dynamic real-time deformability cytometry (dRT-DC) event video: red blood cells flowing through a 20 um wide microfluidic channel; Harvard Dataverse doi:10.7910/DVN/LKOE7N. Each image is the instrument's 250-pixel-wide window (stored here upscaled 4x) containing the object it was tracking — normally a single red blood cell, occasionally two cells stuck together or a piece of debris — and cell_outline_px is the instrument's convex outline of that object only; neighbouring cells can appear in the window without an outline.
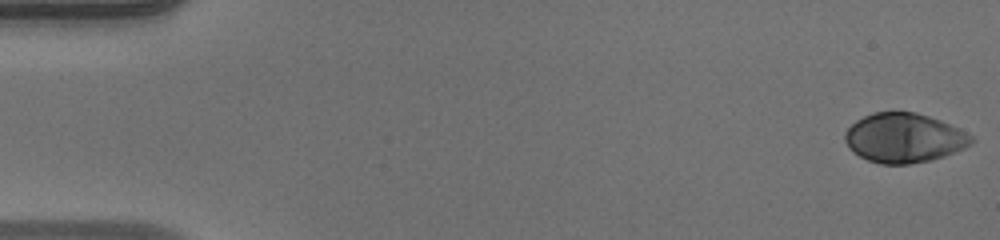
{"species": "human", "species_latin": "Homo sapiens", "temperature_condition": "warm", "stored_images_in_passage": 51, "camera_frame_rate_fps": 3000, "um_per_image_px": 0.085, "donor": {"sex": "male"}, "frame": {"image": 1, "passage_image": 1, "time_ms": 0.0, "image_size_px": [1000, 240], "cell_outline_px": [[976, 140], [972, 144], [964, 148], [944, 156], [932, 160], [908, 164], [880, 164], [868, 160], [860, 156], [848, 148], [844, 140], [844, 132], [856, 120], [872, 112], [916, 112], [940, 120], [972, 136]], "centroid_in_image_um": [76.82, 11.73], "position_along_channel_um": 8.2, "area_um2": 36.36}}
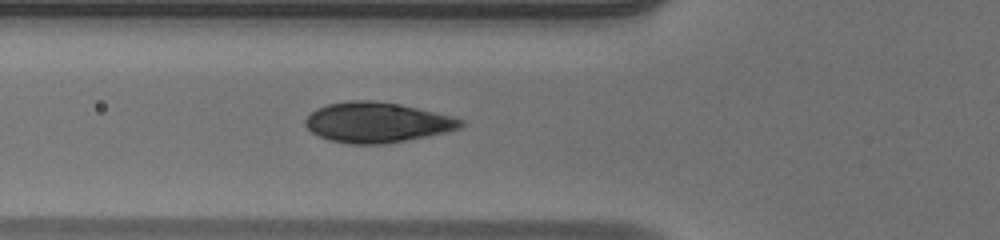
{"frame": {"image": 2, "passage_image": 19, "time_ms": 6.0, "image_size_px": [1000, 240], "cell_outline_px": [[464, 124], [460, 128], [448, 132], [428, 136], [384, 144], [348, 144], [332, 140], [320, 136], [312, 132], [304, 124], [304, 120], [316, 108], [328, 104], [352, 100], [372, 100], [400, 104], [452, 116], [464, 120]], "centroid_in_image_um": [32.06, 10.4], "position_along_channel_um": 93.7, "area_um2": 36.36}}
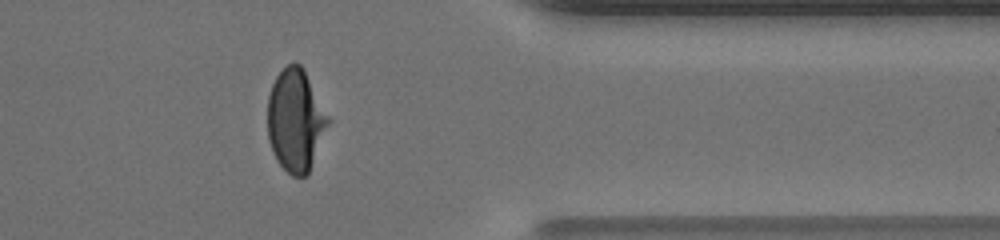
{"frame": {"image": 3, "passage_image": 42, "time_ms": 13.667, "image_size_px": [1000, 240], "cell_outline_px": [[332, 120], [308, 176], [292, 176], [276, 160], [268, 140], [268, 96], [272, 84], [276, 76], [288, 64], [300, 64], [304, 68]], "centroid_in_image_um": [25.16, 10.24], "position_along_channel_um": 386.2, "area_um2": 36.65}, "authors_computed_cell_mechanics": {"area_um2": 36.3562, "velocity_mm_per_s": 4.0002, "shape_relaxation_time_tau1_ms": 4.0791, "shape_relaxation_time_tau2_ms": null, "deformation_change_tau1": 0.2118, "deformation_change_tau2": null}}